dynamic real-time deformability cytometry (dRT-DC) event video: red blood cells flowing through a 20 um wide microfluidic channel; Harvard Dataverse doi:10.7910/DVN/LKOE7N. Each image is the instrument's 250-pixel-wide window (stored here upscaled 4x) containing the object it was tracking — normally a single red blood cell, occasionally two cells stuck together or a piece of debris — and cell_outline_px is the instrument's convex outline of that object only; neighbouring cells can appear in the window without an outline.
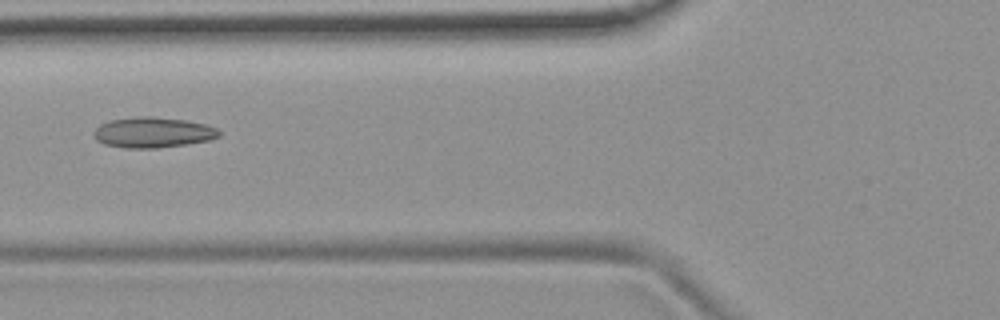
{"species": "common noctule bat (a hibernating species)", "species_latin": "Nyctalus noctula", "temperature_condition": "room temperature", "stored_images_in_passage": 10, "camera_frame_rate_fps": 3000, "um_per_image_px": 0.085, "animal": {"sex": "female", "body_mass_g": 19.9}, "frame": {"image": 1, "passage_image": 7, "time_ms": 8.0, "image_size_px": [1000, 320], "cell_outline_px": [[220, 136], [208, 140], [184, 144], [156, 148], [124, 148], [104, 144], [96, 140], [92, 132], [100, 124], [108, 120], [140, 116], [152, 116], [188, 120], [204, 124], [216, 128], [220, 132]], "centroid_in_image_um": [12.95, 11.25], "position_along_channel_um": 112.8, "area_um2": 22.31}}
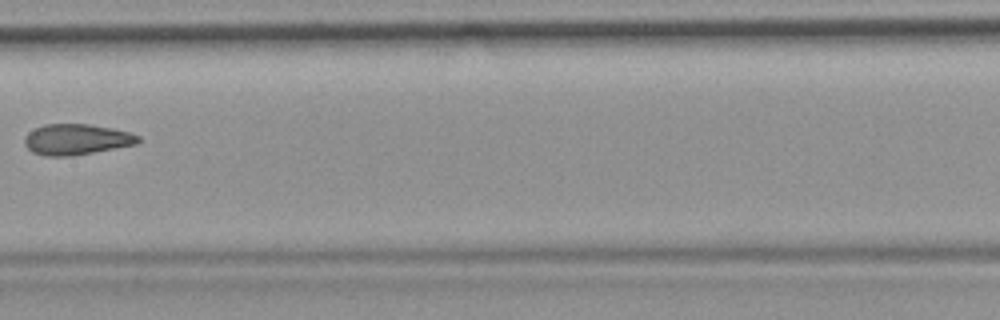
{"frame": {"image": 2, "passage_image": 9, "time_ms": 10.333, "image_size_px": [1000, 320], "cell_outline_px": [[140, 140], [136, 144], [116, 148], [72, 156], [44, 156], [32, 152], [24, 144], [24, 136], [28, 132], [44, 124], [88, 124], [112, 128], [128, 132], [140, 136]], "centroid_in_image_um": [6.47, 11.85], "position_along_channel_um": 200.9, "area_um2": 20.4}}